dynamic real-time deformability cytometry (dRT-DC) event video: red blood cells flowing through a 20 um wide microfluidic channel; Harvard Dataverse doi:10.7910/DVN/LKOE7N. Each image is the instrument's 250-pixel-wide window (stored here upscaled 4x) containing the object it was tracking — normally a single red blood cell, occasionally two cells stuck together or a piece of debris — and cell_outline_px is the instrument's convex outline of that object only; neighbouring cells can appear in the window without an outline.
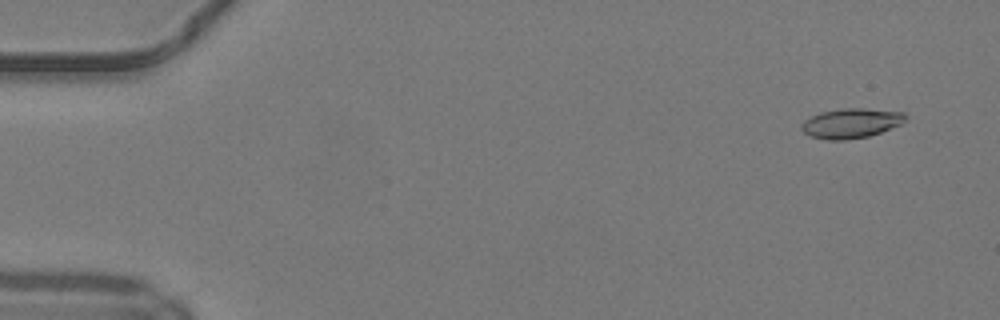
{"species": "common noctule bat (a hibernating species)", "species_latin": "Nyctalus noctula", "temperature_condition": "warm", "stored_images_in_passage": 50, "camera_frame_rate_fps": 3000, "um_per_image_px": 0.085, "animal": {"sex": "male", "body_mass_g": 19.2, "forearm_length_mm": 51.8}, "frame": {"image": 1, "passage_image": 4, "time_ms": 1.0, "image_size_px": [1000, 320], "cell_outline_px": [[908, 116], [900, 124], [880, 132], [868, 136], [844, 140], [828, 140], [808, 136], [800, 128], [800, 124], [804, 120], [820, 112], [844, 108], [864, 108], [904, 112]], "centroid_in_image_um": [72.3, 10.47], "position_along_channel_um": 12.7, "area_um2": 18.03}}
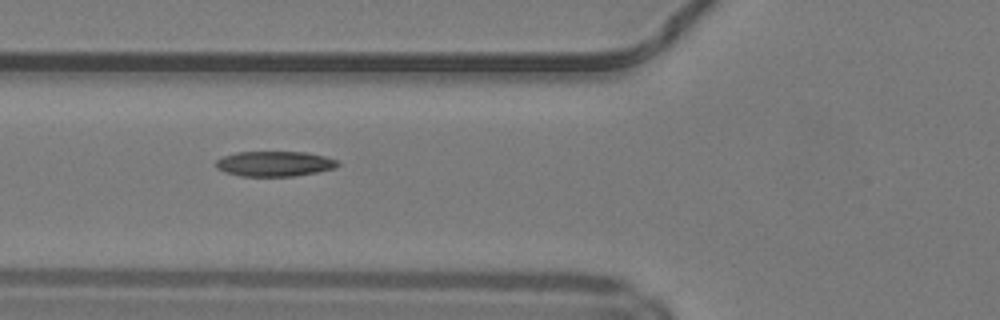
{"frame": {"image": 2, "passage_image": 20, "time_ms": 6.333, "image_size_px": [1000, 320], "cell_outline_px": [[340, 164], [336, 168], [316, 172], [292, 176], [240, 176], [224, 172], [216, 168], [216, 160], [224, 156], [236, 152], [308, 152], [324, 156], [336, 160]], "centroid_in_image_um": [23.33, 13.92], "position_along_channel_um": 102.5, "area_um2": 17.86}}
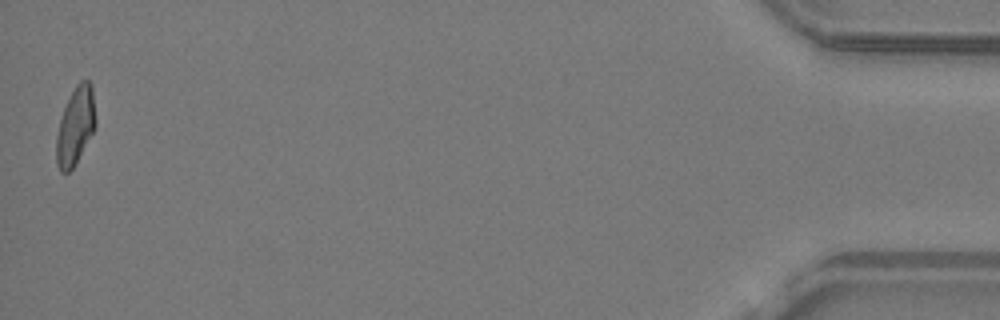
{"frame": {"image": 3, "passage_image": 50, "time_ms": 16.333, "image_size_px": [1000, 320], "cell_outline_px": [[96, 124], [92, 132], [72, 168], [68, 172], [60, 172], [56, 164], [56, 136], [60, 120], [64, 108], [76, 84], [80, 80], [88, 80], [92, 84], [96, 120]], "centroid_in_image_um": [6.4, 10.68], "position_along_channel_um": 428.8, "area_um2": 17.46}, "authors_computed_cell_mechanics": {"area_um2": 17.8891, "velocity_mm_per_s": 4.2195, "shape_relaxation_time_tau1_ms": null, "shape_relaxation_time_tau2_ms": 1.954, "deformation_change_tau1": null, "deformation_change_tau2": 0.0941}}